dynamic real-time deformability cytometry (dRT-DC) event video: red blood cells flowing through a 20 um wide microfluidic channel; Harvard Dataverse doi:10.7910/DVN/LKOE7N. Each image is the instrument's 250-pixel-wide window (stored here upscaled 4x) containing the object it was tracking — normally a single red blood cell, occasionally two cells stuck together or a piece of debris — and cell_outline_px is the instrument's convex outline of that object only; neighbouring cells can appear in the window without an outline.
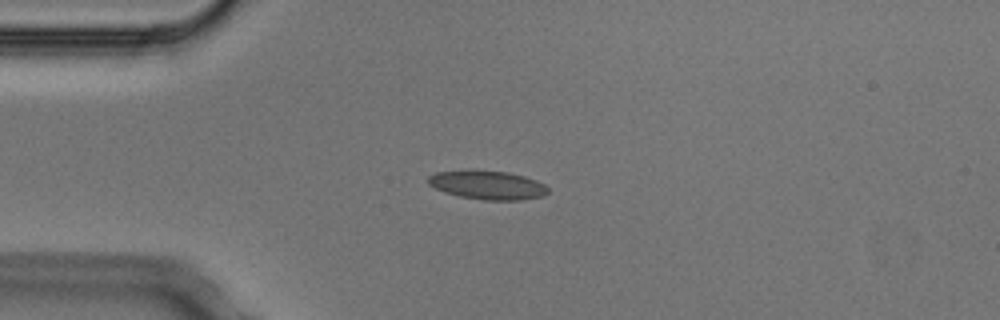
{"species": "Egyptian fruit bat (a non-hibernating species)", "species_latin": "Rousettus aegyptiacus", "temperature_condition": "cold", "stored_images_in_passage": 4, "camera_frame_rate_fps": 3000, "um_per_image_px": 0.085, "animal": {"sex": "male"}, "frame": {"image": 1, "passage_image": 3, "time_ms": 0.667, "image_size_px": [1000, 320], "cell_outline_px": [[548, 192], [544, 196], [520, 200], [484, 200], [460, 196], [444, 192], [428, 184], [428, 176], [436, 172], [508, 172], [524, 176], [536, 180], [544, 184], [548, 188]], "centroid_in_image_um": [41.49, 15.76], "position_along_channel_um": 43.5, "area_um2": 19.48}}
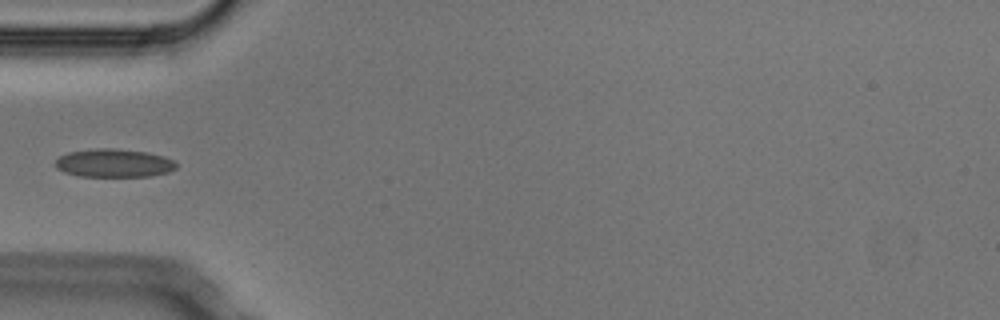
{"frame": {"image": 2, "passage_image": 4, "time_ms": 1.0, "image_size_px": [1000, 320], "cell_outline_px": [[176, 168], [168, 172], [152, 176], [80, 176], [64, 172], [56, 168], [56, 160], [60, 156], [68, 152], [96, 148], [116, 148], [148, 152], [164, 156], [172, 160], [176, 164]], "centroid_in_image_um": [9.68, 13.85], "position_along_channel_um": 75.3, "area_um2": 19.94}}